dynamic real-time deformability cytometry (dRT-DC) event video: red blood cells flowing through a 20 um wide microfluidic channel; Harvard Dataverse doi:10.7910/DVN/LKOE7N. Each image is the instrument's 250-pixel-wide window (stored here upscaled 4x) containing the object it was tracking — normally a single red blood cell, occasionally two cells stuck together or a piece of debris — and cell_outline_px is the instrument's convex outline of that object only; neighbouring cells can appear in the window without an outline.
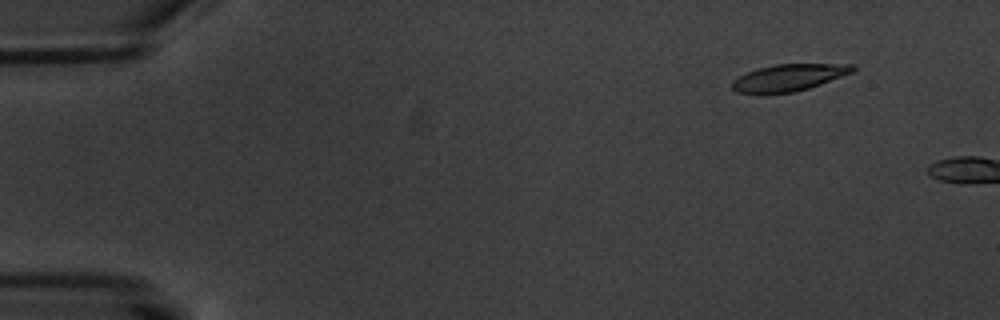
{"species": "common noctule bat (a hibernating species)", "species_latin": "Nyctalus noctula", "temperature_condition": "warm", "stored_images_in_passage": 2, "camera_frame_rate_fps": 3000, "um_per_image_px": 0.085, "animal": {"sex": "male", "body_mass_g": 20.1, "forearm_length_mm": 53.5}, "frame": {"image": 1, "passage_image": 1, "time_ms": 0.0, "image_size_px": [1000, 320], "cell_outline_px": [[856, 68], [852, 72], [820, 84], [808, 88], [792, 92], [736, 92], [732, 88], [732, 80], [756, 68], [776, 64], [856, 64]], "centroid_in_image_um": [67.07, 6.56], "position_along_channel_um": 17.9, "area_um2": 18.38}}